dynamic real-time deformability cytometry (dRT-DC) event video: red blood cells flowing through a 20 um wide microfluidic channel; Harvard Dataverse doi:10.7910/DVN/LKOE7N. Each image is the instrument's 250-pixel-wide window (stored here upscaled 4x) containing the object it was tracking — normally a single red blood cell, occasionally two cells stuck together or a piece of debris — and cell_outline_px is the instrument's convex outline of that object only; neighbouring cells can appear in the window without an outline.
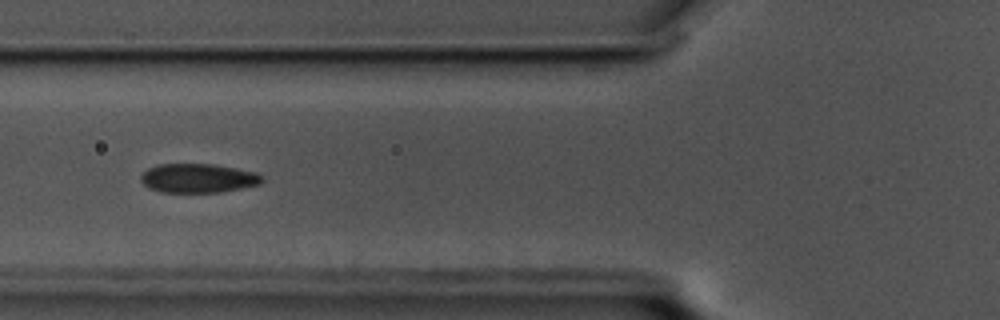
{"species": "common noctule bat (a hibernating species)", "species_latin": "Nyctalus noctula", "temperature_condition": "cold", "stored_images_in_passage": 43, "camera_frame_rate_fps": 3000, "um_per_image_px": 0.085, "animal": {"sex": "male", "body_mass_g": 17.5, "forearm_length_mm": 52.3}, "frame": {"image": 1, "passage_image": 7, "time_ms": 2.0, "image_size_px": [1000, 320], "cell_outline_px": [[264, 180], [260, 184], [220, 192], [160, 192], [148, 188], [140, 180], [140, 176], [148, 168], [160, 164], [212, 164], [236, 168], [256, 172], [264, 176]], "centroid_in_image_um": [16.84, 15.14], "position_along_channel_um": 109.0, "area_um2": 20.58}}
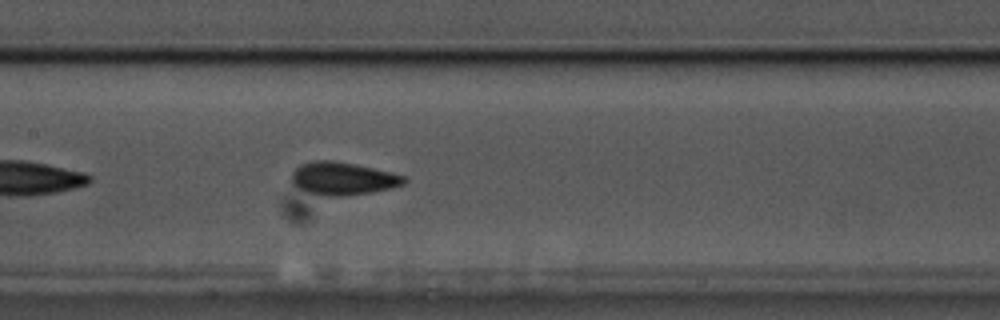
{"frame": {"image": 2, "passage_image": 13, "time_ms": 4.0, "image_size_px": [1000, 320], "cell_outline_px": [[408, 180], [404, 184], [372, 192], [340, 196], [320, 196], [308, 192], [292, 184], [292, 172], [300, 164], [312, 160], [332, 160], [356, 164], [392, 172], [404, 176]], "centroid_in_image_um": [29.12, 15.16], "position_along_channel_um": 178.3, "area_um2": 21.56}, "authors_computed_cell_mechanics": {"area_um2": 20.23, "velocity_mm_per_s": 3.4618, "shape_relaxation_time_tau1_ms": 4.4, "shape_relaxation_time_tau2_ms": 3.5674, "deformation_change_tau1": 0.1073, "deformation_change_tau2": 0.0652}}